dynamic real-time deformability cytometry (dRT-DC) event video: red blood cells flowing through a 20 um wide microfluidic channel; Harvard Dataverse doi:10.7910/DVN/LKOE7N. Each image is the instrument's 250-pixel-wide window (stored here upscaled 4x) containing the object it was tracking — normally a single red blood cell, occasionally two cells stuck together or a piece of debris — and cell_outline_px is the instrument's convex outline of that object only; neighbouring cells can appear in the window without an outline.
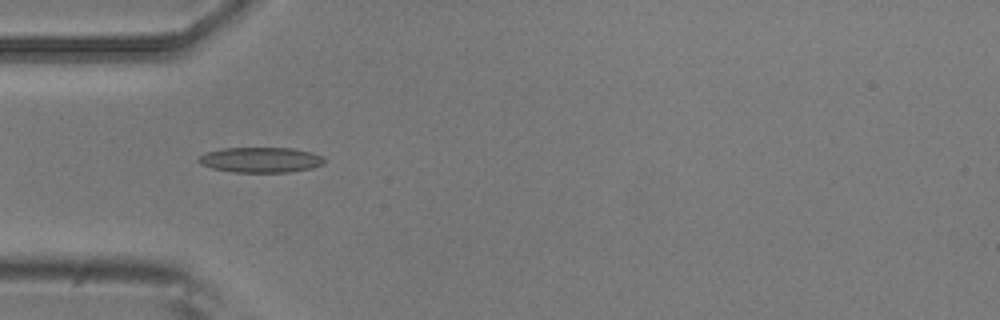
{"species": "common noctule bat (a hibernating species)", "species_latin": "Nyctalus noctula", "temperature_condition": "room temperature", "stored_images_in_passage": 5, "camera_frame_rate_fps": 3000, "um_per_image_px": 0.085, "animal": {"sex": "male", "body_mass_g": 20.5, "forearm_length_mm": 52.5}, "frame": {"image": 1, "passage_image": 4, "time_ms": 1.0, "image_size_px": [1000, 320], "cell_outline_px": [[324, 164], [312, 168], [288, 172], [232, 172], [212, 168], [200, 164], [196, 160], [204, 152], [220, 148], [292, 148], [312, 152], [324, 156]], "centroid_in_image_um": [22.14, 13.58], "position_along_channel_um": 62.9, "area_um2": 18.73}}
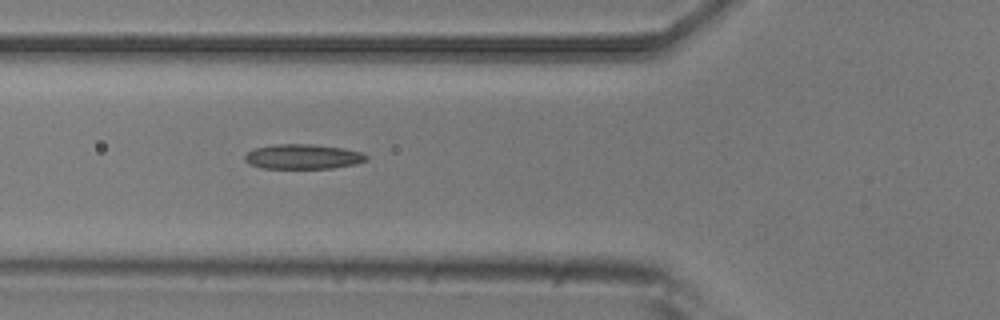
{"frame": {"image": 2, "passage_image": 5, "time_ms": 1.333, "image_size_px": [1000, 320], "cell_outline_px": [[368, 160], [356, 164], [332, 168], [264, 168], [252, 164], [244, 160], [244, 156], [248, 152], [256, 148], [272, 144], [312, 144], [344, 148], [360, 152], [368, 156]], "centroid_in_image_um": [25.78, 13.31], "position_along_channel_um": 100.0, "area_um2": 17.51}}